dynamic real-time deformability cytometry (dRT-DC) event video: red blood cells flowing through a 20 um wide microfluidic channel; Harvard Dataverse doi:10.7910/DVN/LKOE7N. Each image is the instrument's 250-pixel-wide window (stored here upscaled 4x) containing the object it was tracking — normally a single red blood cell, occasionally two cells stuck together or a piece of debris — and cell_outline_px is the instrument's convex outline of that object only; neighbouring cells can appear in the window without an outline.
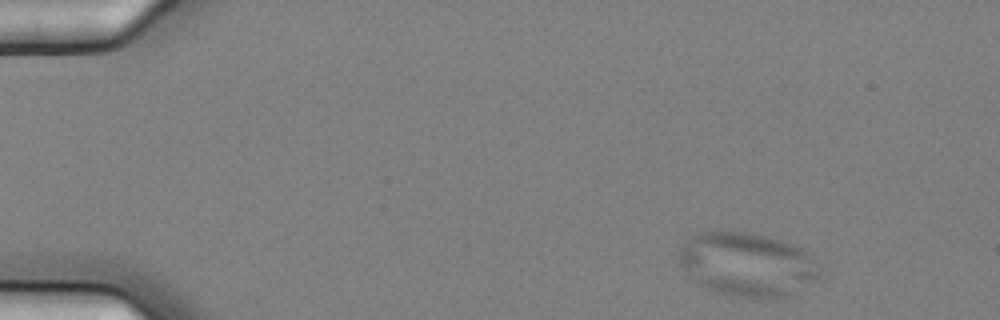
{"species": "common noctule bat (a hibernating species)", "species_latin": "Nyctalus noctula", "temperature_condition": "cold", "stored_images_in_passage": 8, "camera_frame_rate_fps": 3000, "um_per_image_px": 0.085, "animal": {"sex": "female", "body_mass_g": 25.1}, "frame": {"image": 1, "passage_image": 1, "time_ms": 0.0, "image_size_px": [1000, 320], "cell_outline_px": [[816, 276], [812, 280], [784, 296], [732, 296], [716, 292], [700, 284], [684, 272], [680, 264], [680, 248], [696, 232], [748, 232], [796, 244], [812, 256], [816, 272]], "centroid_in_image_um": [63.42, 22.43], "position_along_channel_um": 21.6, "area_um2": 50.69}}
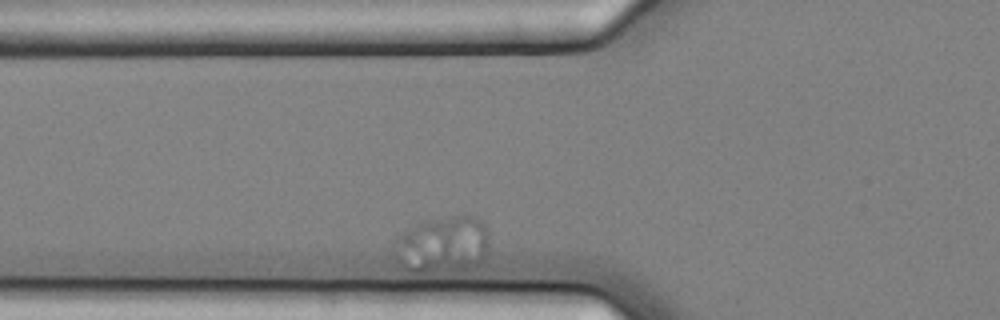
{"frame": {"image": 2, "passage_image": 6, "time_ms": 1.667, "image_size_px": [1000, 320], "cell_outline_px": [[488, 252], [476, 264], [468, 268], [428, 272], [412, 272], [396, 264], [392, 256], [392, 252], [396, 236], [416, 224], [428, 220], [452, 216], [476, 216], [484, 224], [488, 232]], "centroid_in_image_um": [37.55, 20.79], "position_along_channel_um": 88.2, "area_um2": 31.62}}
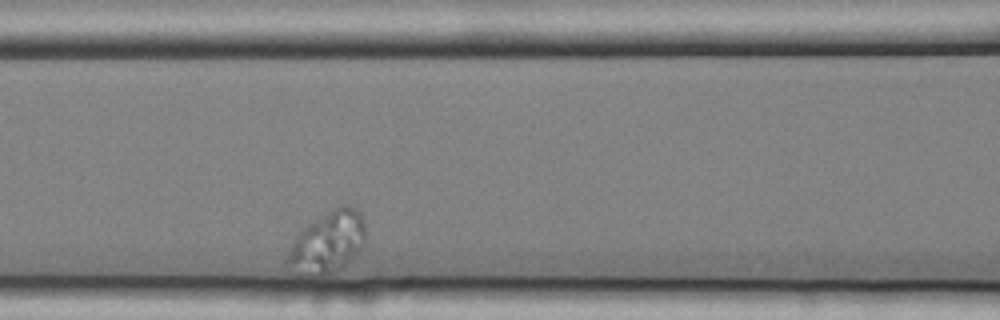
{"frame": {"image": 3, "passage_image": 8, "time_ms": 2.333, "image_size_px": [1000, 320], "cell_outline_px": [[364, 244], [344, 264], [324, 276], [316, 280], [300, 276], [288, 260], [288, 252], [292, 240], [308, 224], [340, 204], [348, 204], [356, 208], [360, 212], [364, 224]], "centroid_in_image_um": [27.83, 20.6], "position_along_channel_um": 138.8, "area_um2": 27.69}}